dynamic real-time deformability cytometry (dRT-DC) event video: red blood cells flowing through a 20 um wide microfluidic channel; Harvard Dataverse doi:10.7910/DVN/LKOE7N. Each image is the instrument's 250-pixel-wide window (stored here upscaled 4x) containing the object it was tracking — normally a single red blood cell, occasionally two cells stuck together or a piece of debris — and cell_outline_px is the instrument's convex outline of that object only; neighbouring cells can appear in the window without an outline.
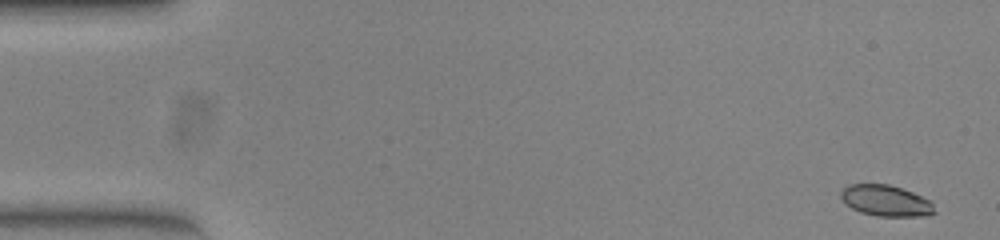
{"species": "common noctule bat (a hibernating species)", "species_latin": "Nyctalus noctula", "temperature_condition": "warm", "stored_images_in_passage": 52, "camera_frame_rate_fps": 3000, "um_per_image_px": 0.085, "animal": {"sex": "female", "body_mass_g": 23.0, "forearm_length_mm": 53.4}, "frame": {"image": 1, "passage_image": 1, "time_ms": 0.0, "image_size_px": [1000, 240], "cell_outline_px": [[936, 212], [928, 216], [880, 216], [860, 212], [852, 208], [840, 196], [840, 192], [848, 184], [888, 184], [912, 192], [932, 200]], "centroid_in_image_um": [75.35, 17.06], "position_along_channel_um": 9.7, "area_um2": 16.94}}
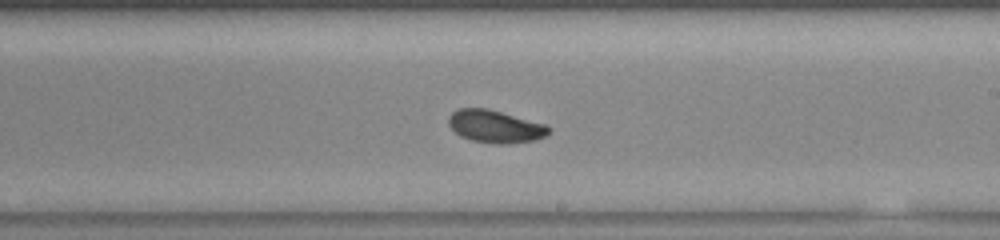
{"frame": {"image": 2, "passage_image": 30, "time_ms": 9.667, "image_size_px": [1000, 240], "cell_outline_px": [[552, 128], [544, 136], [536, 140], [508, 144], [492, 144], [472, 140], [460, 136], [448, 124], [448, 116], [452, 112], [460, 108], [488, 108], [544, 124]], "centroid_in_image_um": [42.07, 10.75], "position_along_channel_um": 246.9, "area_um2": 19.02}}
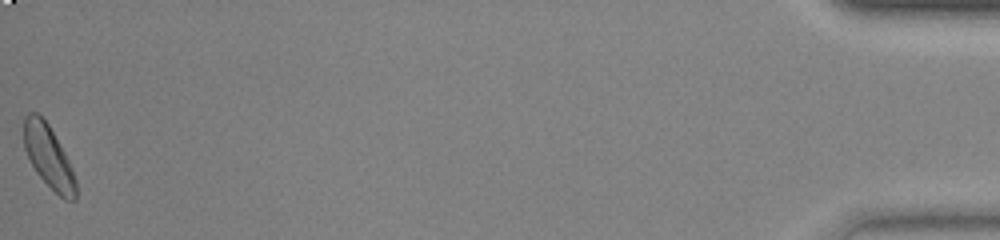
{"frame": {"image": 3, "passage_image": 52, "time_ms": 17.0, "image_size_px": [1000, 240], "cell_outline_px": [[76, 200], [64, 200], [36, 172], [24, 148], [24, 116], [28, 112], [36, 112], [48, 124], [64, 152], [72, 168], [76, 180]], "centroid_in_image_um": [4.13, 13.31], "position_along_channel_um": 431.1, "area_um2": 18.61}, "authors_computed_cell_mechanics": {"area_um2": 18.5249, "velocity_mm_per_s": 3.8929, "shape_relaxation_time_tau1_ms": 2.1286, "shape_relaxation_time_tau2_ms": 2.3861, "deformation_change_tau1": 0.122, "deformation_change_tau2": 0.0667}}